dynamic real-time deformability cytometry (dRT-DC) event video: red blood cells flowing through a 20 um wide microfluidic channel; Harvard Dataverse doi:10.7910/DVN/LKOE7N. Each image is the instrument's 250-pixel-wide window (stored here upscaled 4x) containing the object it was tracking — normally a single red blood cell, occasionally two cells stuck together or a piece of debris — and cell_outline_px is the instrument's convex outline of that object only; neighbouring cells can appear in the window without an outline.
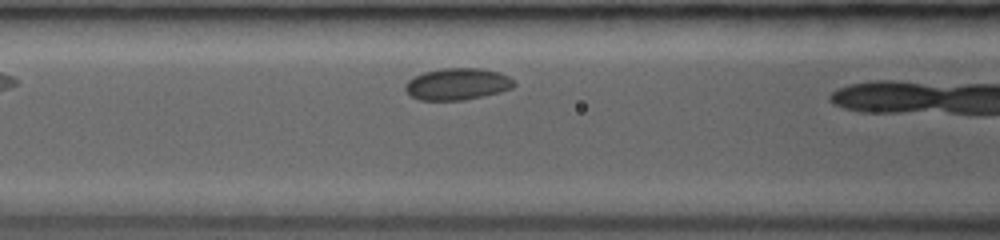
{"species": "common noctule bat (a hibernating species)", "species_latin": "Nyctalus noctula", "temperature_condition": "room temperature", "stored_images_in_passage": 7, "camera_frame_rate_fps": 3000, "um_per_image_px": 0.085, "animal": {"sex": "female", "body_mass_g": 19.0, "forearm_length_mm": 53.3}, "frame": {"image": 1, "passage_image": 6, "time_ms": 2.0, "image_size_px": [1000, 240], "cell_outline_px": [[516, 84], [512, 88], [500, 92], [464, 100], [420, 100], [412, 96], [404, 88], [408, 80], [424, 72], [444, 68], [480, 68], [500, 72], [508, 76]], "centroid_in_image_um": [38.9, 7.14], "position_along_channel_um": 127.7, "area_um2": 20.0}}